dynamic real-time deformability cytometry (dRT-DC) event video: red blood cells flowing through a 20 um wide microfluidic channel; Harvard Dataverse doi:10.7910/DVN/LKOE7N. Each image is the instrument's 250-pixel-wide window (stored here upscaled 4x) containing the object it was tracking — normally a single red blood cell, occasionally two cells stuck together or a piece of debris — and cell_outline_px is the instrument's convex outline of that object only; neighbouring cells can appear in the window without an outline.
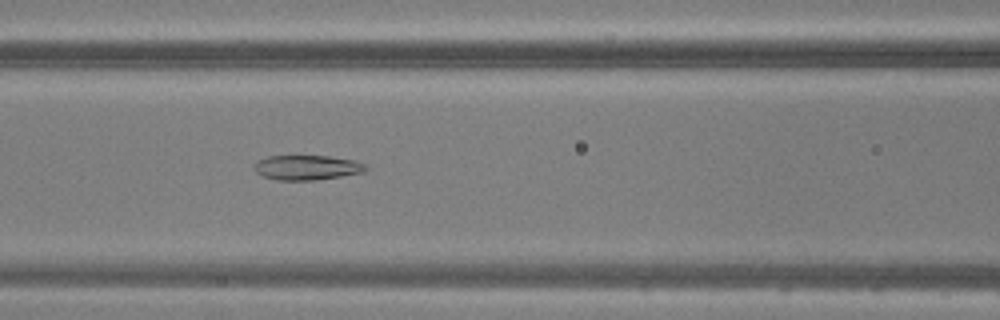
{"species": "common noctule bat (a hibernating species)", "species_latin": "Nyctalus noctula", "temperature_condition": "warm", "stored_images_in_passage": 33, "camera_frame_rate_fps": 3000, "um_per_image_px": 0.085, "animal": {"sex": "male", "body_mass_g": 20.5, "forearm_length_mm": 52.5}, "frame": {"image": 1, "passage_image": 7, "time_ms": 2.0, "image_size_px": [1000, 320], "cell_outline_px": [[368, 168], [364, 172], [316, 180], [276, 180], [264, 176], [256, 172], [256, 160], [268, 156], [328, 156], [356, 160], [364, 164]], "centroid_in_image_um": [26.11, 14.23], "position_along_channel_um": 140.5, "area_um2": 16.01}}
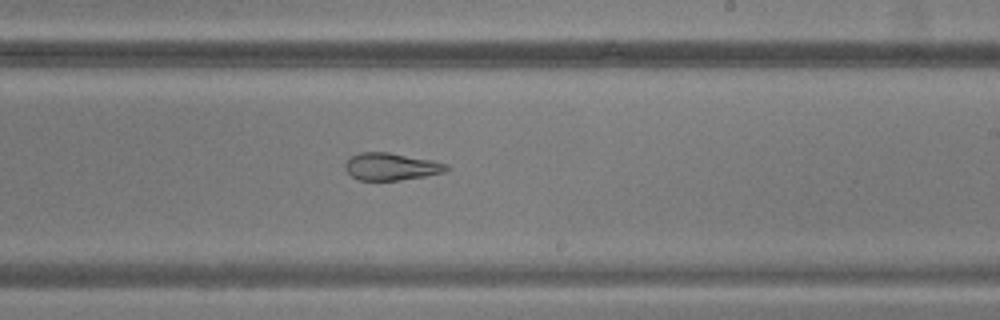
{"frame": {"image": 2, "passage_image": 15, "time_ms": 4.667, "image_size_px": [1000, 320], "cell_outline_px": [[448, 168], [444, 172], [424, 176], [400, 180], [360, 180], [352, 176], [344, 168], [344, 164], [352, 156], [360, 152], [388, 152], [432, 160], [448, 164]], "centroid_in_image_um": [33.24, 14.15], "position_along_channel_um": 255.8, "area_um2": 15.95}}
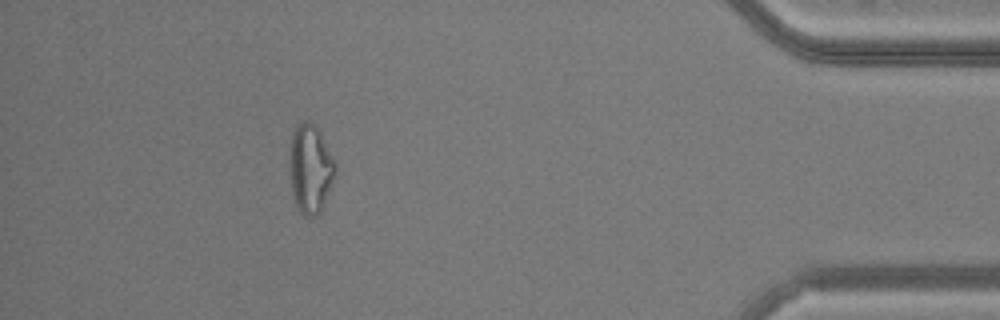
{"frame": {"image": 3, "passage_image": 29, "time_ms": 9.333, "image_size_px": [1000, 320], "cell_outline_px": [[336, 168], [324, 204], [320, 212], [316, 216], [304, 216], [296, 208], [292, 196], [292, 132], [296, 124], [304, 120], [308, 120], [316, 124], [336, 164]], "centroid_in_image_um": [26.4, 14.34], "position_along_channel_um": 408.8, "area_um2": 23.06}}